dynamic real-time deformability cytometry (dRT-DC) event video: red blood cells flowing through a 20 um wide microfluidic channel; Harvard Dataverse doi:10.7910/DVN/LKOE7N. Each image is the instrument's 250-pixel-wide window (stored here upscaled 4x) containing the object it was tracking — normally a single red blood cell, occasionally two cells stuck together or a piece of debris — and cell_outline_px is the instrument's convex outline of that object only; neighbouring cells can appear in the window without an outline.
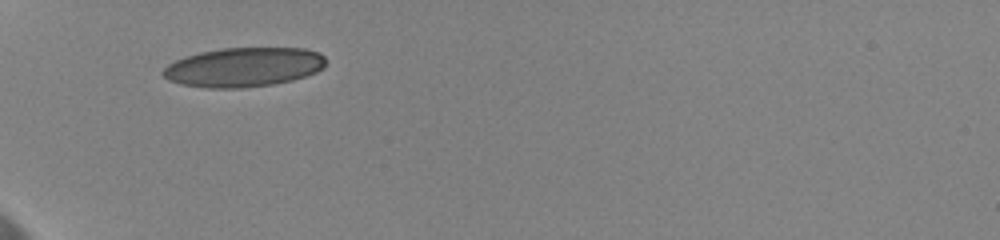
{"species": "human", "species_latin": "Homo sapiens", "temperature_condition": "cold", "stored_images_in_passage": 34, "camera_frame_rate_fps": 3000, "um_per_image_px": 0.085, "donor": {"sex": "female"}, "frame": {"image": 1, "passage_image": 1, "time_ms": 0.0, "image_size_px": [1000, 240], "cell_outline_px": [[324, 68], [316, 72], [292, 80], [272, 84], [244, 88], [208, 88], [180, 84], [168, 80], [160, 72], [168, 64], [184, 56], [200, 52], [220, 48], [304, 48], [320, 52], [324, 56]], "centroid_in_image_um": [20.69, 5.7], "position_along_channel_um": 64.3, "area_um2": 37.45}}
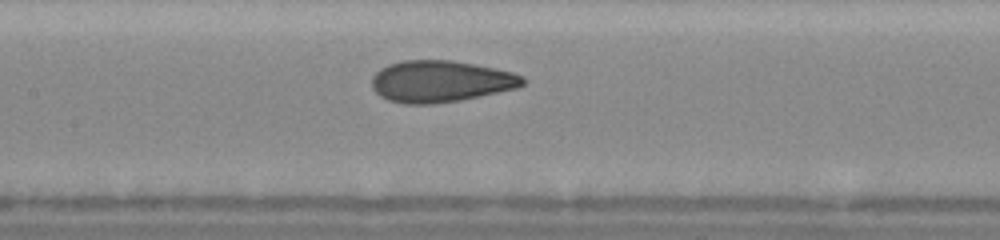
{"frame": {"image": 2, "passage_image": 20, "time_ms": 3.333, "image_size_px": [1000, 240], "cell_outline_px": [[528, 80], [520, 88], [460, 100], [432, 104], [404, 104], [388, 100], [380, 96], [372, 88], [372, 76], [380, 68], [388, 64], [404, 60], [452, 60], [496, 68], [512, 72], [524, 76]], "centroid_in_image_um": [37.48, 6.91], "position_along_channel_um": 169.9, "area_um2": 36.99}}
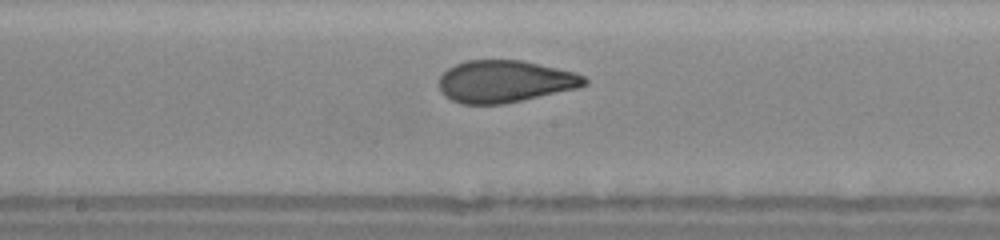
{"frame": {"image": 3, "passage_image": 26, "time_ms": 4.333, "image_size_px": [1000, 240], "cell_outline_px": [[588, 84], [576, 88], [504, 104], [460, 104], [444, 96], [440, 92], [440, 76], [448, 68], [464, 60], [524, 60], [576, 72], [584, 76], [588, 80]], "centroid_in_image_um": [42.91, 6.91], "position_along_channel_um": 205.3, "area_um2": 35.84}}